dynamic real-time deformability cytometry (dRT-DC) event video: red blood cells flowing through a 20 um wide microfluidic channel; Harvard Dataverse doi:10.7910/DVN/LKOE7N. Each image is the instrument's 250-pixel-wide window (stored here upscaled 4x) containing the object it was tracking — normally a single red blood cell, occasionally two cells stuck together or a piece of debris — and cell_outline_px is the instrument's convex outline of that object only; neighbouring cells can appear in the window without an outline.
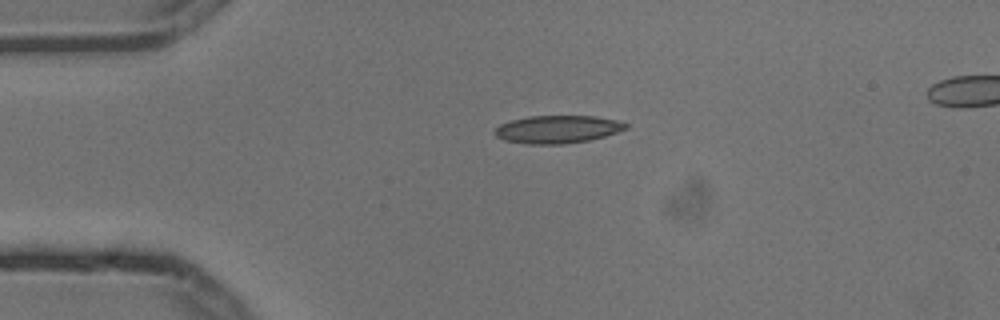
{"species": "common noctule bat (a hibernating species)", "species_latin": "Nyctalus noctula", "temperature_condition": "cold", "stored_images_in_passage": 3, "segment_of_instrument_passage": [1, 2], "camera_frame_rate_fps": 3000, "um_per_image_px": 0.085, "animal": {"sex": "male", "body_mass_g": 13.3}, "frame": {"image": 1, "passage_image": 1, "time_ms": 0.0, "image_size_px": [1000, 320], "cell_outline_px": [[628, 128], [604, 136], [588, 140], [564, 144], [524, 144], [504, 140], [496, 136], [492, 132], [500, 124], [512, 120], [528, 116], [596, 116], [616, 120], [628, 124]], "centroid_in_image_um": [47.35, 10.99], "position_along_channel_um": 37.6, "area_um2": 21.21}}